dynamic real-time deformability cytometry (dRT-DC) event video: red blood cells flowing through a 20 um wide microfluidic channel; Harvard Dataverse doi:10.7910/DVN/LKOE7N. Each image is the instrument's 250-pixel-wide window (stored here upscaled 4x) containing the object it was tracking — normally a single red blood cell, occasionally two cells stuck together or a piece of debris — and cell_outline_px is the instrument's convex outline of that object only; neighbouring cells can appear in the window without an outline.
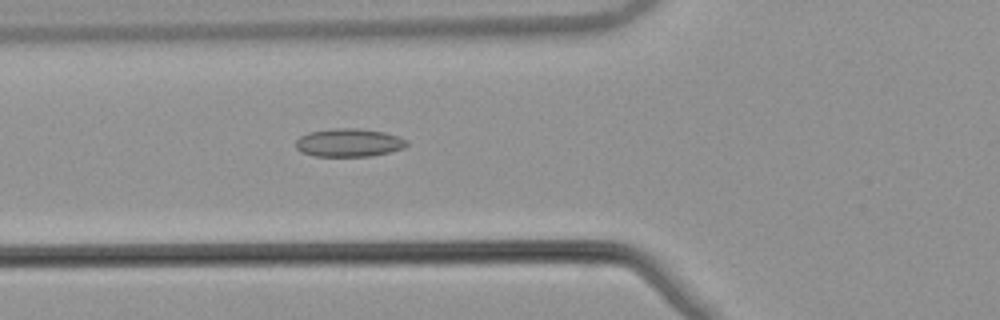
{"species": "common noctule bat (a hibernating species)", "species_latin": "Nyctalus noctula", "temperature_condition": "warm", "stored_images_in_passage": 52, "camera_frame_rate_fps": 3000, "um_per_image_px": 0.085, "animal": {"sex": "male", "body_mass_g": 21.5, "forearm_length_mm": 52.0}, "frame": {"image": 1, "passage_image": 19, "time_ms": 6.0, "image_size_px": [1000, 320], "cell_outline_px": [[408, 144], [404, 148], [372, 156], [316, 156], [300, 152], [296, 148], [296, 140], [300, 136], [308, 132], [336, 128], [356, 128], [384, 132], [408, 140]], "centroid_in_image_um": [29.64, 12.13], "position_along_channel_um": 96.2, "area_um2": 18.21}}
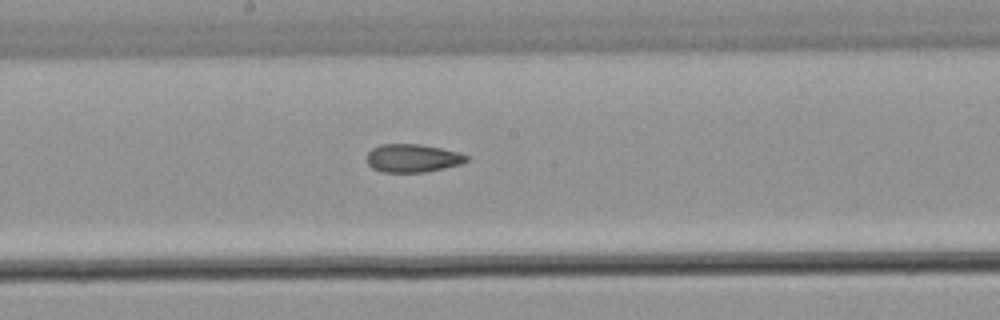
{"frame": {"image": 2, "passage_image": 28, "time_ms": 9.0, "image_size_px": [1000, 320], "cell_outline_px": [[468, 160], [460, 164], [444, 168], [424, 172], [380, 172], [372, 168], [368, 164], [368, 152], [372, 148], [380, 144], [420, 144], [460, 152], [468, 156]], "centroid_in_image_um": [35.06, 13.44], "position_along_channel_um": 213.1, "area_um2": 16.36}}
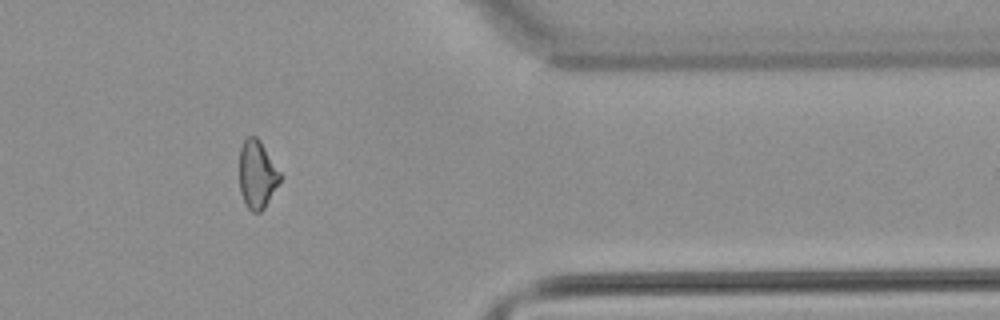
{"frame": {"image": 3, "passage_image": 43, "time_ms": 14.0, "image_size_px": [1000, 320], "cell_outline_px": [[280, 180], [264, 208], [260, 212], [252, 212], [244, 204], [240, 192], [240, 148], [244, 140], [248, 136], [256, 136], [260, 140], [280, 172]], "centroid_in_image_um": [21.83, 14.83], "position_along_channel_um": 389.6, "area_um2": 15.95}, "authors_computed_cell_mechanics": {"area_um2": 17.2822, "velocity_mm_per_s": 3.8907, "shape_relaxation_time_tau1_ms": null, "shape_relaxation_time_tau2_ms": 4.3279, "deformation_change_tau1": null, "deformation_change_tau2": 0.1113}}